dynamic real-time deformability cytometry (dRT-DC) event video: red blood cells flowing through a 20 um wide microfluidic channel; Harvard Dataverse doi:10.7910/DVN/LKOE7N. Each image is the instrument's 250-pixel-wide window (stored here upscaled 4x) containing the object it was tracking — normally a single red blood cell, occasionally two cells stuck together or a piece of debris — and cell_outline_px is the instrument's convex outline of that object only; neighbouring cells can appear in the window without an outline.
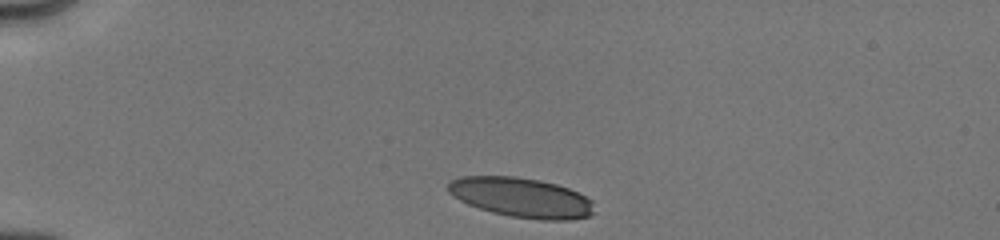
{"species": "human", "species_latin": "Homo sapiens", "temperature_condition": "cold", "stored_images_in_passage": 5, "camera_frame_rate_fps": 3000, "um_per_image_px": 0.085, "donor": {"sex": "male"}, "frame": {"image": 1, "passage_image": 1, "time_ms": 0.0, "image_size_px": [1000, 240], "cell_outline_px": [[592, 212], [588, 216], [568, 220], [540, 220], [512, 216], [492, 212], [468, 204], [452, 196], [448, 192], [448, 184], [452, 180], [460, 176], [516, 176], [540, 180], [556, 184], [568, 188], [592, 200]], "centroid_in_image_um": [44.28, 16.78], "position_along_channel_um": 40.7, "area_um2": 33.58}}
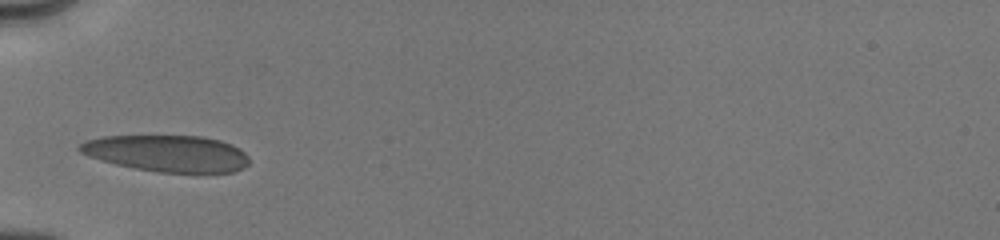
{"frame": {"image": 2, "passage_image": 4, "time_ms": 2.0, "image_size_px": [1000, 240], "cell_outline_px": [[248, 164], [244, 168], [232, 172], [156, 172], [116, 164], [100, 160], [88, 156], [80, 152], [76, 148], [84, 140], [104, 136], [204, 136], [220, 140], [232, 144], [240, 148], [248, 156]], "centroid_in_image_um": [14.2, 13.03], "position_along_channel_um": 70.8, "area_um2": 36.18}}